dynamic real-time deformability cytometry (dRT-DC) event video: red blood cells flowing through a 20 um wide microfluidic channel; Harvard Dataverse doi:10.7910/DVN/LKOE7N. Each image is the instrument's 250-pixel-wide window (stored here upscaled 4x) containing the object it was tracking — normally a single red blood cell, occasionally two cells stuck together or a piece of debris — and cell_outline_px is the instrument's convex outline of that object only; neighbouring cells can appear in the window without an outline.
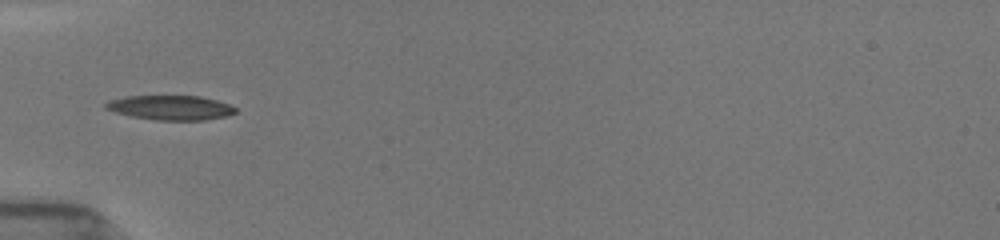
{"species": "common noctule bat (a hibernating species)", "species_latin": "Nyctalus noctula", "temperature_condition": "room temperature", "stored_images_in_passage": 4, "camera_frame_rate_fps": 3000, "um_per_image_px": 0.085, "animal": {"sex": "female", "body_mass_g": 19.5, "forearm_length_mm": 54.1}, "frame": {"image": 1, "passage_image": 2, "time_ms": 0.667, "image_size_px": [1000, 240], "cell_outline_px": [[236, 112], [228, 116], [204, 120], [156, 120], [132, 116], [116, 112], [104, 108], [104, 104], [108, 100], [124, 96], [200, 96], [216, 100], [228, 104], [236, 108]], "centroid_in_image_um": [14.49, 9.15], "position_along_channel_um": 70.5, "area_um2": 18.55}}